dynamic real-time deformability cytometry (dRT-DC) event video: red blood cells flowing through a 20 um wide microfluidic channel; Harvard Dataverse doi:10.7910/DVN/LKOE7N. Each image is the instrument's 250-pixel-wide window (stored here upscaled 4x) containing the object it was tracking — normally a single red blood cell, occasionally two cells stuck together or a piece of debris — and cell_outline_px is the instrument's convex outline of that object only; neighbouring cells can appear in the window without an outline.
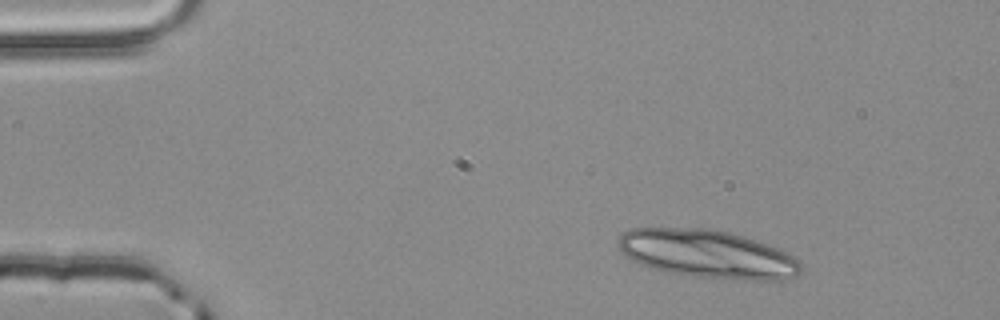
{"species": "common noctule bat (a hibernating species)", "species_latin": "Nyctalus noctula", "temperature_condition": "room temperature", "stored_images_in_passage": 3, "camera_frame_rate_fps": 3000, "um_per_image_px": 0.085, "animal": {"sex": "male", "body_mass_g": 20.4}, "frame": {"image": 1, "passage_image": 1, "time_ms": 0.0, "image_size_px": [1000, 320], "cell_outline_px": [[804, 268], [796, 276], [784, 280], [756, 280], [684, 276], [648, 268], [624, 256], [620, 252], [616, 240], [624, 232], [632, 228], [708, 228], [728, 232], [744, 236], [768, 244], [796, 256], [804, 264]], "centroid_in_image_um": [60.14, 21.6], "position_along_channel_um": 24.9, "area_um2": 52.08}}